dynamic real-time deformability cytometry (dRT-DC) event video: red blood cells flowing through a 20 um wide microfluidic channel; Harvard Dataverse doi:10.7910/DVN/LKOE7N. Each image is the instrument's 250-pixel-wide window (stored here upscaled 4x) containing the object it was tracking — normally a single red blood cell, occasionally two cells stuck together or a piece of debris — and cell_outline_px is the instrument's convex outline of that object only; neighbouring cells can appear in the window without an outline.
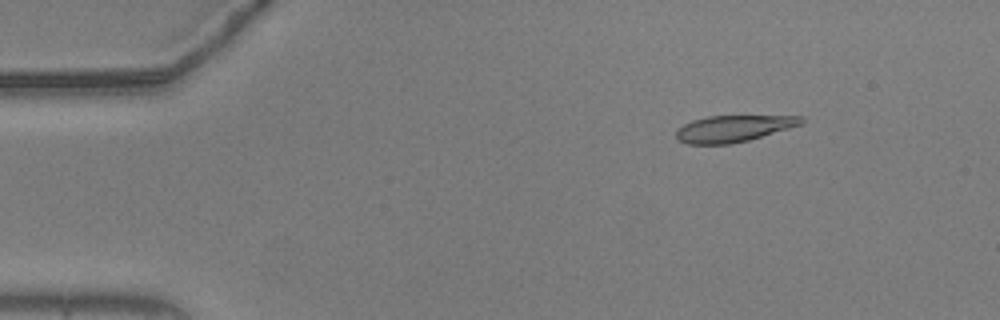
{"species": "common noctule bat (a hibernating species)", "species_latin": "Nyctalus noctula", "temperature_condition": "warm", "stored_images_in_passage": 50, "camera_frame_rate_fps": 3000, "um_per_image_px": 0.085, "animal": {"sex": "male", "body_mass_g": 20.5, "forearm_length_mm": 52.5}, "frame": {"image": 1, "passage_image": 2, "time_ms": 0.333, "image_size_px": [1000, 320], "cell_outline_px": [[804, 124], [748, 140], [728, 144], [688, 144], [680, 140], [676, 136], [676, 128], [692, 120], [708, 116], [804, 116]], "centroid_in_image_um": [62.35, 10.92], "position_along_channel_um": 22.7, "area_um2": 19.31}}
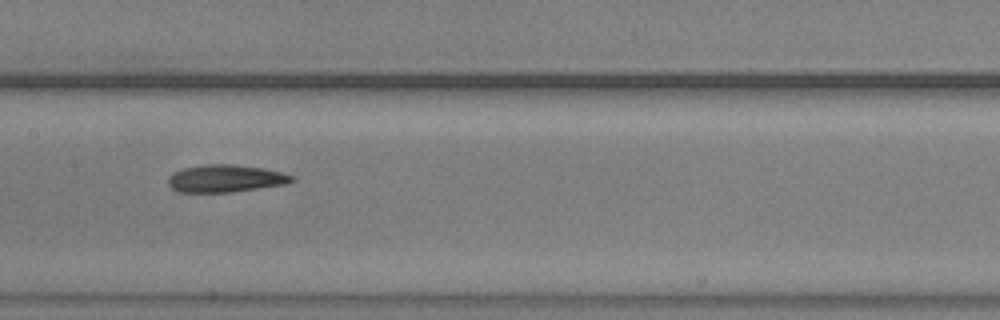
{"frame": {"image": 2, "passage_image": 22, "time_ms": 7.0, "image_size_px": [1000, 320], "cell_outline_px": [[296, 180], [284, 184], [232, 192], [176, 192], [168, 184], [168, 176], [172, 172], [184, 168], [204, 164], [232, 164], [264, 168], [296, 176]], "centroid_in_image_um": [19.15, 15.17], "position_along_channel_um": 188.3, "area_um2": 19.88}}
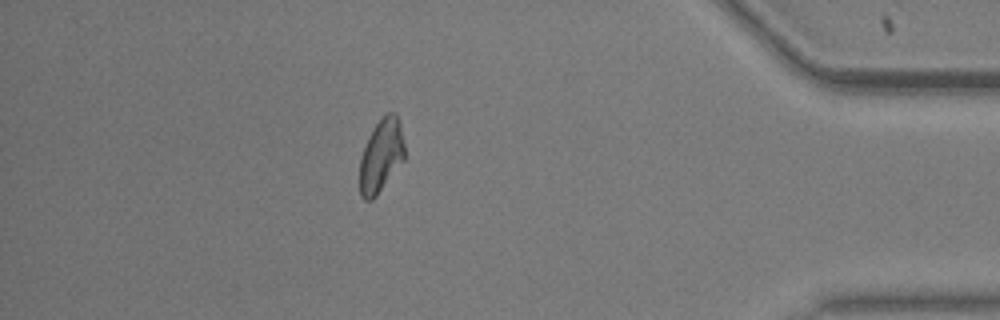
{"frame": {"image": 3, "passage_image": 43, "time_ms": 14.0, "image_size_px": [1000, 320], "cell_outline_px": [[404, 160], [376, 196], [372, 200], [364, 200], [360, 196], [360, 160], [368, 136], [376, 124], [388, 112], [396, 112], [400, 124], [404, 144]], "centroid_in_image_um": [32.4, 13.24], "position_along_channel_um": 402.8, "area_um2": 18.96}, "authors_computed_cell_mechanics": {"area_um2": 19.7676, "velocity_mm_per_s": 3.6578, "shape_relaxation_time_tau1_ms": 5.8523, "shape_relaxation_time_tau2_ms": 3.5179, "deformation_change_tau1": 0.1831, "deformation_change_tau2": 0.1064}}